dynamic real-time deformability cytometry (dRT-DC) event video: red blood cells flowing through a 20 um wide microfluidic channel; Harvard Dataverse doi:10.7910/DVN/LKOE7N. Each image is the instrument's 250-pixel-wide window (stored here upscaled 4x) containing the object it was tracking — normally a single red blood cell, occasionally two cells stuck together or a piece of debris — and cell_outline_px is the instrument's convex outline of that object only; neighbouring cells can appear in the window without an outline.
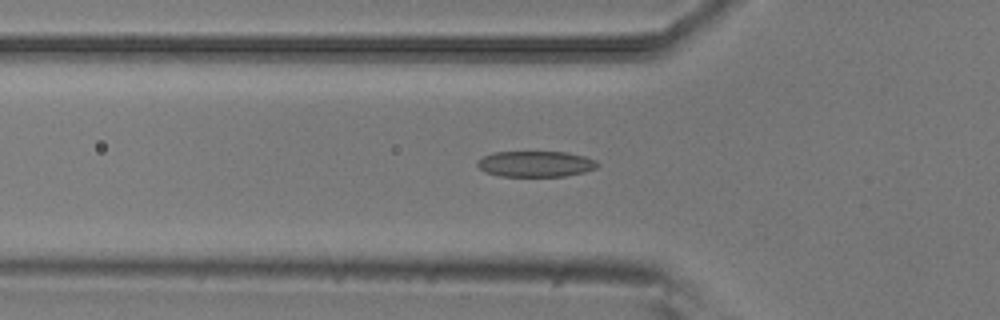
{"species": "common noctule bat (a hibernating species)", "species_latin": "Nyctalus noctula", "temperature_condition": "room temperature", "stored_images_in_passage": 18, "camera_frame_rate_fps": 3000, "um_per_image_px": 0.085, "animal": {"sex": "male", "body_mass_g": 20.5, "forearm_length_mm": 52.5}, "frame": {"image": 1, "passage_image": 5, "time_ms": 1.333, "image_size_px": [1000, 320], "cell_outline_px": [[600, 164], [596, 168], [584, 172], [564, 176], [500, 176], [484, 172], [476, 164], [476, 160], [492, 152], [568, 152], [584, 156], [596, 160]], "centroid_in_image_um": [45.52, 13.93], "position_along_channel_um": 80.3, "area_um2": 18.21}}
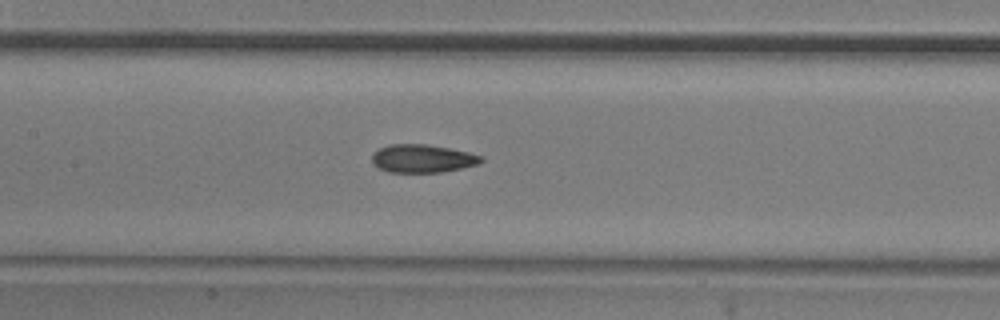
{"frame": {"image": 2, "passage_image": 12, "time_ms": 3.667, "image_size_px": [1000, 320], "cell_outline_px": [[484, 160], [476, 164], [444, 172], [388, 172], [372, 164], [372, 152], [388, 144], [428, 144], [468, 152], [480, 156]], "centroid_in_image_um": [35.85, 13.47], "position_along_channel_um": 171.5, "area_um2": 17.8}}
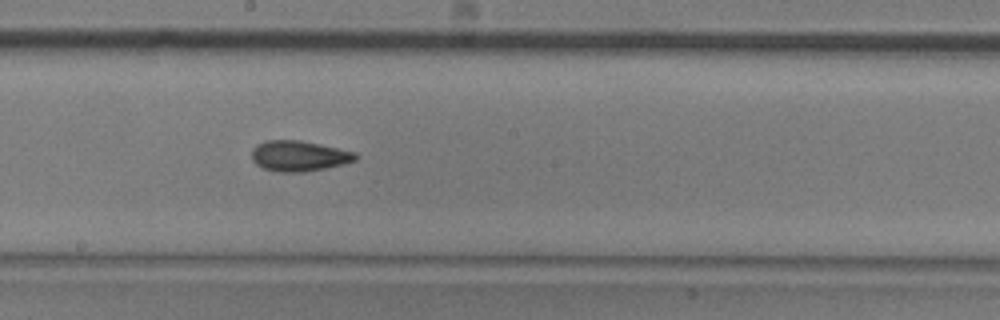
{"frame": {"image": 3, "passage_image": 16, "time_ms": 5.0, "image_size_px": [1000, 320], "cell_outline_px": [[356, 160], [344, 164], [324, 168], [300, 172], [280, 172], [264, 168], [256, 164], [252, 160], [252, 148], [256, 144], [264, 140], [300, 140], [356, 152]], "centroid_in_image_um": [25.38, 13.24], "position_along_channel_um": 222.8, "area_um2": 18.38}}